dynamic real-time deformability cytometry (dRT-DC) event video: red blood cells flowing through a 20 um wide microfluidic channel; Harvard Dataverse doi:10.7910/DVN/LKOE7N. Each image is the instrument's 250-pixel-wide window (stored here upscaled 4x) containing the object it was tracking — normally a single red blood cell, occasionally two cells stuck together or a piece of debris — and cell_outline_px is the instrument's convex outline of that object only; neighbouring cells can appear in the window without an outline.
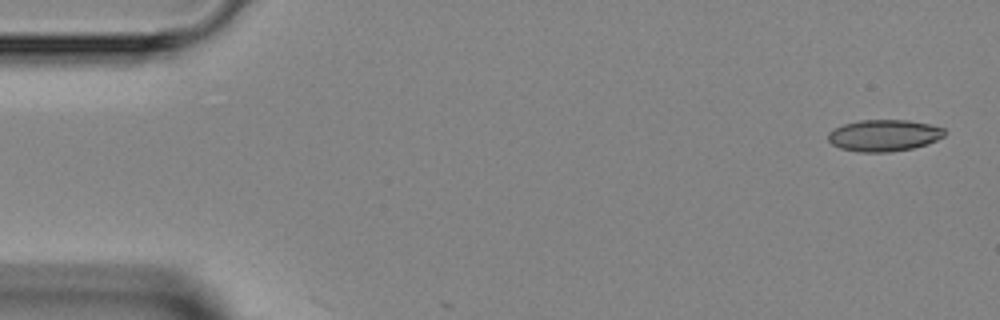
{"species": "Egyptian fruit bat (a non-hibernating species)", "species_latin": "Rousettus aegyptiacus", "temperature_condition": "room temperature", "stored_images_in_passage": 4, "camera_frame_rate_fps": 3000, "um_per_image_px": 0.085, "animal": {"sex": "female"}, "frame": {"image": 1, "passage_image": 1, "time_ms": 0.0, "image_size_px": [1000, 320], "cell_outline_px": [[948, 132], [944, 136], [928, 144], [912, 148], [892, 152], [860, 152], [840, 148], [832, 144], [828, 140], [828, 132], [832, 128], [844, 124], [860, 120], [908, 120], [928, 124], [944, 128]], "centroid_in_image_um": [75.14, 11.51], "position_along_channel_um": 9.9, "area_um2": 21.62}}